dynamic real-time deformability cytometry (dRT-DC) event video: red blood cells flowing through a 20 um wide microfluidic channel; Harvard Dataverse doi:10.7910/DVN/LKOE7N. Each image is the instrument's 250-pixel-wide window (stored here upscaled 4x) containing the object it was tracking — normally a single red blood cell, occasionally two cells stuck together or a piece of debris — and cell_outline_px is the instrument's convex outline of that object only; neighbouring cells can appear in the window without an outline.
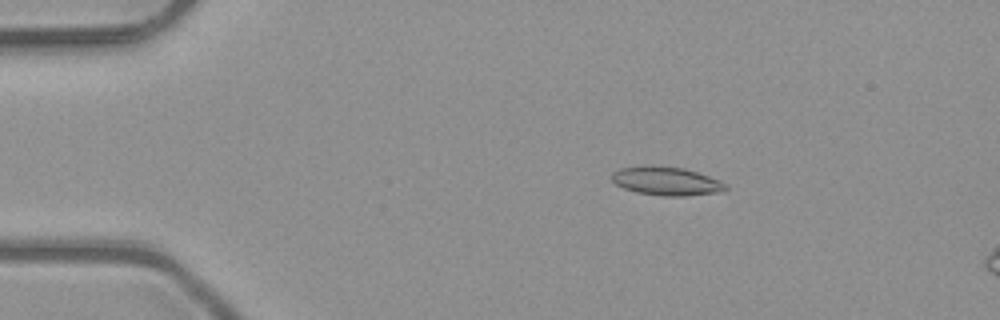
{"species": "common noctule bat (a hibernating species)", "species_latin": "Nyctalus noctula", "temperature_condition": "room temperature", "stored_images_in_passage": 5, "camera_frame_rate_fps": 3000, "um_per_image_px": 0.085, "animal": {"sex": "male", "body_mass_g": 23.1, "forearm_length_mm": 52.7}, "frame": {"image": 1, "passage_image": 3, "time_ms": 0.667, "image_size_px": [1000, 320], "cell_outline_px": [[728, 188], [716, 192], [684, 196], [664, 196], [636, 192], [624, 188], [616, 184], [612, 180], [612, 172], [620, 168], [684, 168], [720, 180]], "centroid_in_image_um": [56.65, 15.43], "position_along_channel_um": 28.4, "area_um2": 17.98}}